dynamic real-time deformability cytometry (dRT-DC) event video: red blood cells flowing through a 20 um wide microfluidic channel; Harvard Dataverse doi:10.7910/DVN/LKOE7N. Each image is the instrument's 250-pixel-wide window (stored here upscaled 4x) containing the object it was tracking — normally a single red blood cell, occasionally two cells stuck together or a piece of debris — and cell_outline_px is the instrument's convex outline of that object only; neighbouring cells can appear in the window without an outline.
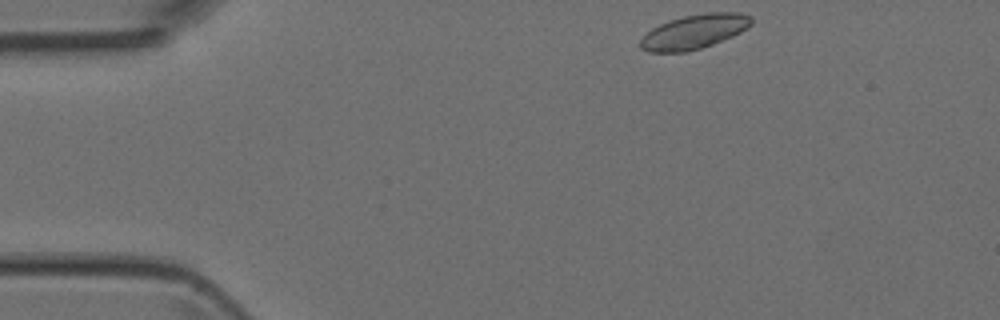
{"species": "Egyptian fruit bat (a non-hibernating species)", "species_latin": "Rousettus aegyptiacus", "temperature_condition": "room temperature", "stored_images_in_passage": 42, "camera_frame_rate_fps": 3000, "um_per_image_px": 0.085, "animal": {"sex": "female"}, "frame": {"image": 1, "passage_image": 1, "time_ms": 0.0, "image_size_px": [1000, 320], "cell_outline_px": [[752, 24], [740, 32], [732, 36], [712, 44], [700, 48], [684, 52], [648, 52], [640, 48], [640, 40], [652, 28], [660, 24], [684, 16], [708, 12], [740, 12], [752, 16]], "centroid_in_image_um": [59.02, 2.69], "position_along_channel_um": 26.0, "area_um2": 22.02}}
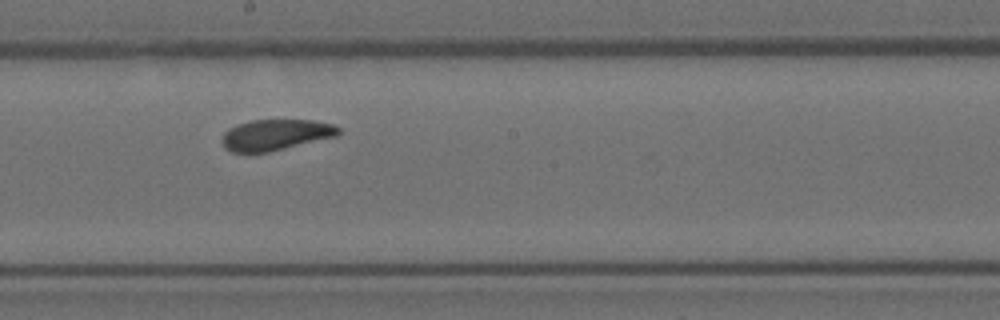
{"frame": {"image": 2, "passage_image": 20, "time_ms": 6.333, "image_size_px": [1000, 320], "cell_outline_px": [[340, 132], [336, 136], [268, 152], [232, 152], [224, 148], [220, 140], [224, 132], [228, 128], [236, 124], [248, 120], [312, 120], [336, 124], [340, 128]], "centroid_in_image_um": [23.39, 11.44], "position_along_channel_um": 224.8, "area_um2": 21.15}}
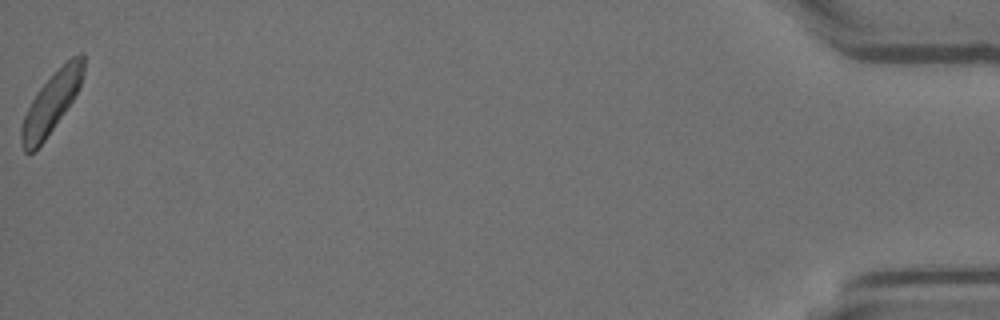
{"frame": {"image": 3, "passage_image": 42, "time_ms": 13.667, "image_size_px": [1000, 320], "cell_outline_px": [[84, 72], [80, 84], [72, 100], [64, 112], [44, 140], [32, 152], [24, 152], [20, 140], [20, 128], [24, 116], [32, 100], [40, 88], [72, 56], [80, 52], [84, 56]], "centroid_in_image_um": [4.34, 8.75], "position_along_channel_um": 430.9, "area_um2": 21.04}}